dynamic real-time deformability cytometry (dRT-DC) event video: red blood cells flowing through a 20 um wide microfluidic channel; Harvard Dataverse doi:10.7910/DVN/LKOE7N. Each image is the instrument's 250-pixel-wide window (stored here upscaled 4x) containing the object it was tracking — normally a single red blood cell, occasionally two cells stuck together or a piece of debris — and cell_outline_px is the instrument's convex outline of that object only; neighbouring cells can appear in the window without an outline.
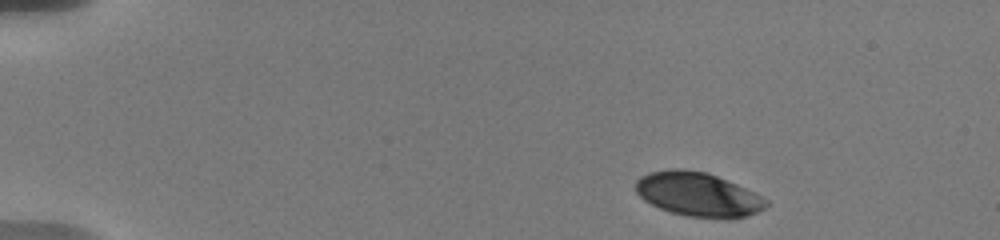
{"species": "human", "species_latin": "Homo sapiens", "temperature_condition": "warm", "stored_images_in_passage": 54, "camera_frame_rate_fps": 3000, "um_per_image_px": 0.085, "donor": {"sex": "male"}, "frame": {"image": 1, "passage_image": 1, "time_ms": 0.0, "image_size_px": [1000, 240], "cell_outline_px": [[768, 204], [764, 208], [756, 212], [732, 220], [688, 216], [672, 212], [660, 208], [644, 200], [636, 192], [636, 180], [640, 176], [648, 172], [672, 168], [680, 168], [708, 172], [728, 180], [756, 192], [768, 200]], "centroid_in_image_um": [59.35, 16.51], "position_along_channel_um": 25.6, "area_um2": 33.87}}
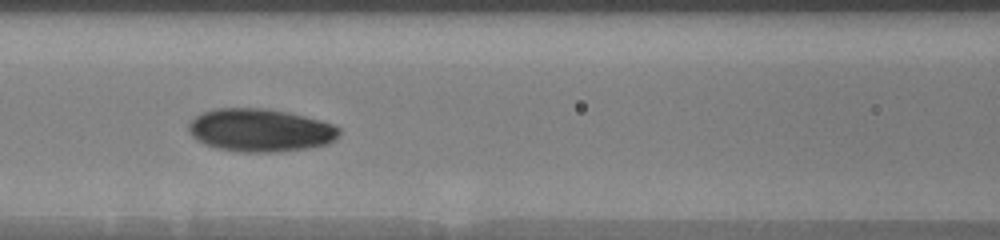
{"frame": {"image": 2, "passage_image": 21, "time_ms": 6.0, "image_size_px": [1000, 240], "cell_outline_px": [[340, 132], [336, 140], [328, 144], [308, 148], [276, 152], [240, 152], [216, 148], [204, 144], [196, 140], [188, 132], [188, 124], [196, 116], [204, 112], [216, 108], [268, 108], [288, 112], [320, 120], [332, 124], [340, 128]], "centroid_in_image_um": [22.12, 11.07], "position_along_channel_um": 144.5, "area_um2": 37.97}}
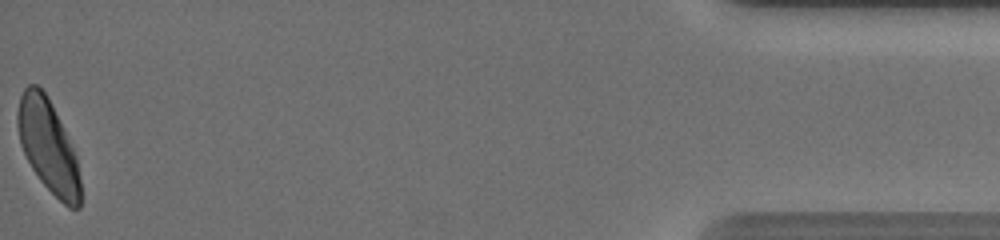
{"frame": {"image": 3, "passage_image": 54, "time_ms": 16.0, "image_size_px": [1000, 240], "cell_outline_px": [[80, 208], [68, 208], [40, 180], [32, 168], [20, 144], [16, 124], [16, 112], [20, 96], [24, 88], [28, 84], [36, 84], [48, 96], [76, 156], [80, 180]], "centroid_in_image_um": [4.06, 12.39], "position_along_channel_um": 431.1, "area_um2": 33.58}, "authors_computed_cell_mechanics": {"area_um2": 35.6915, "velocity_mm_per_s": 3.659, "shape_relaxation_time_tau1_ms": 3.5907, "shape_relaxation_time_tau2_ms": 1.6036, "deformation_change_tau1": 0.1351, "deformation_change_tau2": 0.0545}}